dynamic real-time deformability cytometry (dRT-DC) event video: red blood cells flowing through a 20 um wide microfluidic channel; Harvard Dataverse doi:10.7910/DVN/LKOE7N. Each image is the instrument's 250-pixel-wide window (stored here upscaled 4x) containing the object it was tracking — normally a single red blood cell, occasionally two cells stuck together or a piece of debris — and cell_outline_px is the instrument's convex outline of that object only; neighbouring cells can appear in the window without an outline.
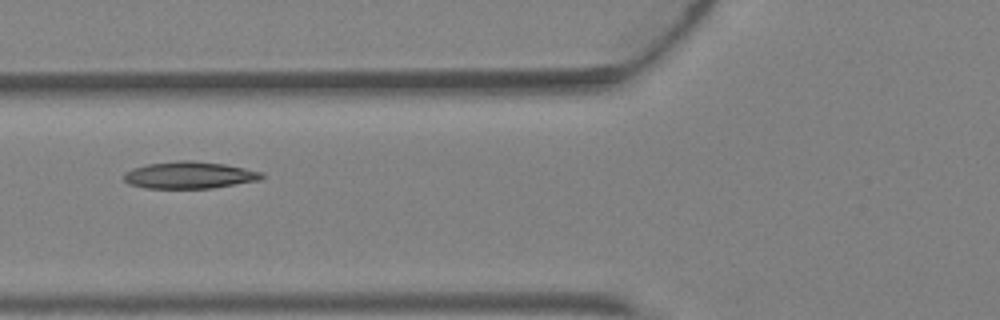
{"species": "Egyptian fruit bat (a non-hibernating species)", "species_latin": "Rousettus aegyptiacus", "temperature_condition": "warm", "stored_images_in_passage": 4, "camera_frame_rate_fps": 3000, "um_per_image_px": 0.085, "animal": {"sex": "female"}, "frame": {"image": 1, "passage_image": 4, "time_ms": 1.0, "image_size_px": [1000, 320], "cell_outline_px": [[264, 176], [260, 180], [212, 188], [144, 188], [128, 184], [124, 180], [124, 172], [132, 168], [148, 164], [176, 160], [192, 160], [224, 164], [264, 172]], "centroid_in_image_um": [16.08, 14.88], "position_along_channel_um": 109.7, "area_um2": 21.79}}